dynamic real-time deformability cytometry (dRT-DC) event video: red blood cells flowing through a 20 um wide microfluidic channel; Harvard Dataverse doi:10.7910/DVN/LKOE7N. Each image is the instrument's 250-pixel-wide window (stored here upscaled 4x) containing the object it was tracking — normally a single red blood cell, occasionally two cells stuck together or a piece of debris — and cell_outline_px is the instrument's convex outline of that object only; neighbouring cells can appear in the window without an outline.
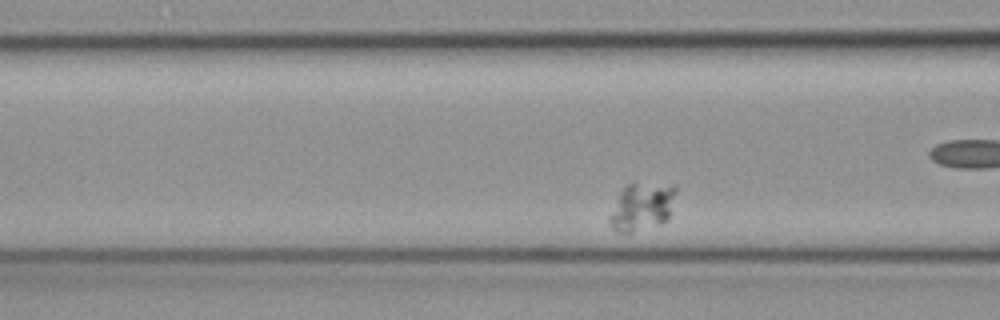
{"species": "common noctule bat (a hibernating species)", "species_latin": "Nyctalus noctula", "temperature_condition": "cold", "stored_images_in_passage": 39, "camera_frame_rate_fps": 3000, "um_per_image_px": 0.085, "animal": {"sex": "female", "body_mass_g": 19.3, "forearm_length_mm": 54.1}, "frame": {"image": 1, "passage_image": 12, "time_ms": 3.667, "image_size_px": [1000, 320], "cell_outline_px": [[676, 192], [668, 220], [660, 224], [632, 232], [616, 232], [612, 228], [608, 220], [608, 216], [620, 192], [632, 180], [676, 184]], "centroid_in_image_um": [54.57, 17.51], "position_along_channel_um": 112.0, "area_um2": 19.13}}